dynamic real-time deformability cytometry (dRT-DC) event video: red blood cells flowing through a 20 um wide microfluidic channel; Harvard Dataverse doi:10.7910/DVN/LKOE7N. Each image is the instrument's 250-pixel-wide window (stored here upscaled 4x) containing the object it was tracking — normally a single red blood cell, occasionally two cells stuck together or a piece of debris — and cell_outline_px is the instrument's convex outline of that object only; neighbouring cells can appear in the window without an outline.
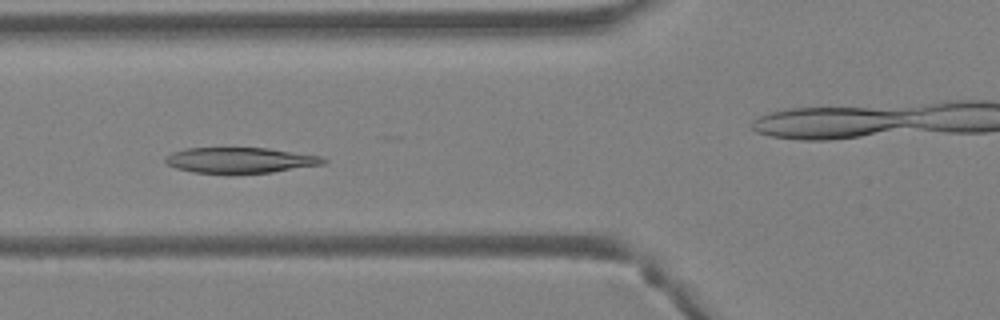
{"species": "Egyptian fruit bat (a non-hibernating species)", "species_latin": "Rousettus aegyptiacus", "temperature_condition": "warm", "stored_images_in_passage": 45, "camera_frame_rate_fps": 3000, "um_per_image_px": 0.085, "animal": {"sex": "female"}, "frame": {"image": 1, "passage_image": 17, "time_ms": 5.333, "image_size_px": [1000, 320], "cell_outline_px": [[328, 160], [324, 164], [272, 172], [228, 176], [192, 172], [176, 168], [168, 164], [164, 160], [172, 152], [188, 148], [268, 148], [324, 156]], "centroid_in_image_um": [20.44, 13.65], "position_along_channel_um": 105.4, "area_um2": 24.33}}
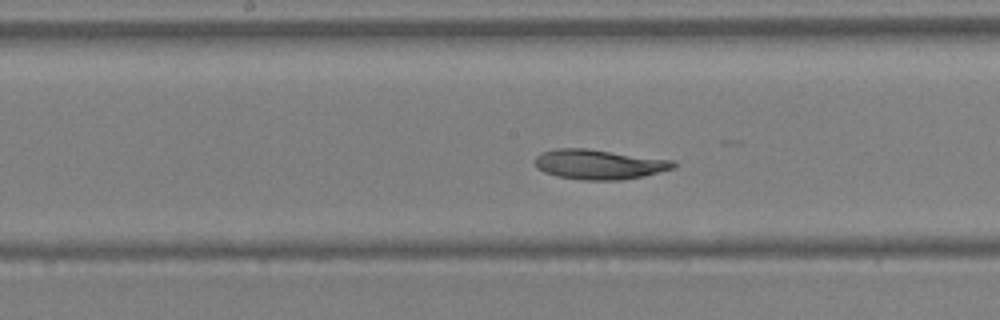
{"frame": {"image": 2, "passage_image": 23, "time_ms": 7.333, "image_size_px": [1000, 320], "cell_outline_px": [[676, 168], [644, 176], [620, 180], [580, 180], [556, 176], [544, 172], [536, 168], [536, 156], [540, 152], [556, 148], [588, 148], [672, 160], [676, 164]], "centroid_in_image_um": [50.9, 13.97], "position_along_channel_um": 197.3, "area_um2": 24.28}}
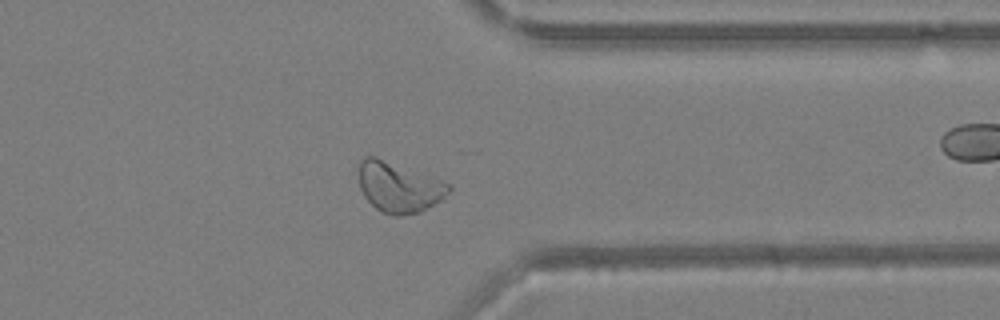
{"frame": {"image": 3, "passage_image": 35, "time_ms": 11.333, "image_size_px": [1000, 320], "cell_outline_px": [[452, 188], [440, 200], [420, 212], [400, 216], [392, 216], [380, 212], [364, 196], [360, 188], [360, 160], [364, 156], [376, 156], [444, 180], [452, 184]], "centroid_in_image_um": [33.92, 15.9], "position_along_channel_um": 377.5, "area_um2": 26.53}, "authors_computed_cell_mechanics": {"area_um2": 26.5302, "velocity_mm_per_s": 4.5895, "shape_relaxation_time_tau1_ms": 4.839, "shape_relaxation_time_tau2_ms": null, "deformation_change_tau1": 0.1391, "deformation_change_tau2": null}}